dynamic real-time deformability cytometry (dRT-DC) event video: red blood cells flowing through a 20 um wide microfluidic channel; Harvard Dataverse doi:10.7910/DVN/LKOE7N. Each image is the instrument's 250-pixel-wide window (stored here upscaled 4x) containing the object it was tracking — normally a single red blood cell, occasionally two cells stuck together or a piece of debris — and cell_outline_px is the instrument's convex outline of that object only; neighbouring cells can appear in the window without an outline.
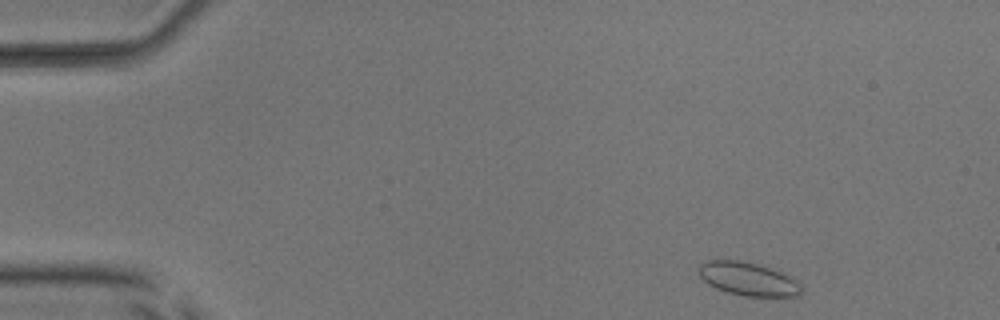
{"species": "common noctule bat (a hibernating species)", "species_latin": "Nyctalus noctula", "temperature_condition": "room temperature", "stored_images_in_passage": 48, "camera_frame_rate_fps": 3000, "um_per_image_px": 0.085, "animal": {"sex": "male", "body_mass_g": 17.9, "forearm_length_mm": 54.2}, "frame": {"image": 1, "passage_image": 2, "time_ms": 0.333, "image_size_px": [1000, 320], "cell_outline_px": [[804, 292], [796, 296], [744, 296], [728, 292], [716, 288], [708, 284], [700, 276], [700, 264], [708, 260], [736, 260], [756, 264], [780, 272], [788, 276], [800, 284]], "centroid_in_image_um": [63.59, 23.72], "position_along_channel_um": 21.4, "area_um2": 19.54}}
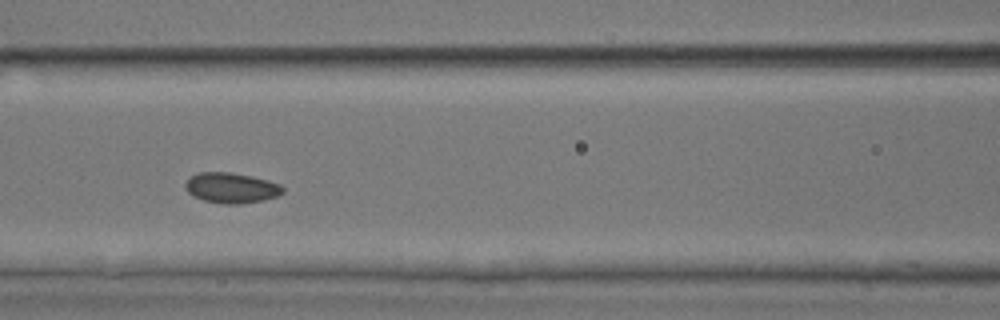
{"frame": {"image": 2, "passage_image": 19, "time_ms": 6.0, "image_size_px": [1000, 320], "cell_outline_px": [[284, 192], [276, 196], [264, 200], [240, 204], [220, 204], [204, 200], [188, 192], [184, 188], [184, 184], [188, 176], [200, 172], [228, 172], [252, 176], [268, 180], [280, 184], [284, 188]], "centroid_in_image_um": [19.65, 15.96], "position_along_channel_um": 147.0, "area_um2": 17.4}}
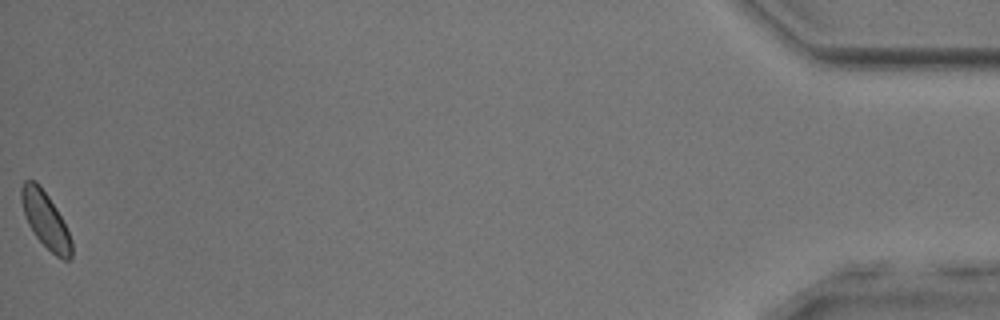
{"frame": {"image": 3, "passage_image": 48, "time_ms": 15.667, "image_size_px": [1000, 320], "cell_outline_px": [[72, 256], [68, 260], [64, 260], [56, 256], [36, 236], [28, 224], [20, 200], [20, 188], [24, 180], [36, 180], [48, 196], [56, 208], [72, 240]], "centroid_in_image_um": [3.85, 18.67], "position_along_channel_um": 431.4, "area_um2": 16.18}, "authors_computed_cell_mechanics": {"area_um2": 17.1377, "velocity_mm_per_s": 3.9412, "shape_relaxation_time_tau1_ms": null, "shape_relaxation_time_tau2_ms": 5.6349, "deformation_change_tau1": null, "deformation_change_tau2": 0.0929}}